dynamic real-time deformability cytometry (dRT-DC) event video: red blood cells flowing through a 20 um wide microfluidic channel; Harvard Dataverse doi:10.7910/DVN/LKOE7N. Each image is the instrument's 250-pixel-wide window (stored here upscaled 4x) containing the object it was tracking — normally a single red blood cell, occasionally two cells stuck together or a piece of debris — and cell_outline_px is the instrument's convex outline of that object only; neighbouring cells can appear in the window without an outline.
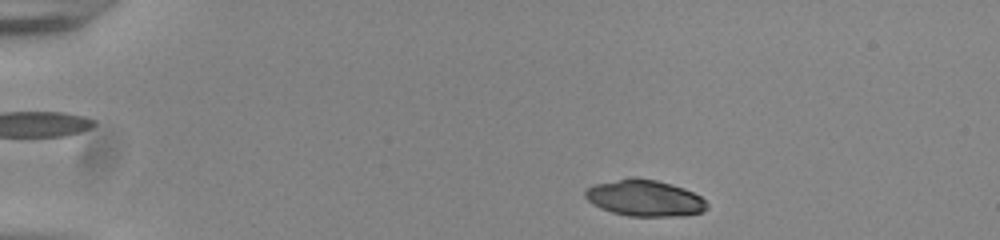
{"species": "common noctule bat (a hibernating species)", "species_latin": "Nyctalus noctula", "temperature_condition": "room temperature", "stored_images_in_passage": 46, "camera_frame_rate_fps": 3000, "um_per_image_px": 0.085, "animal": {"sex": "male", "body_mass_g": 20.0, "forearm_length_mm": 53.3}, "frame": {"image": 1, "passage_image": 2, "time_ms": 0.333, "image_size_px": [1000, 240], "cell_outline_px": [[708, 208], [700, 212], [684, 216], [628, 216], [612, 212], [600, 208], [592, 204], [584, 196], [584, 192], [592, 184], [628, 176], [656, 180], [672, 184], [684, 188], [700, 196], [708, 204]], "centroid_in_image_um": [54.76, 16.82], "position_along_channel_um": 30.2, "area_um2": 26.07}}
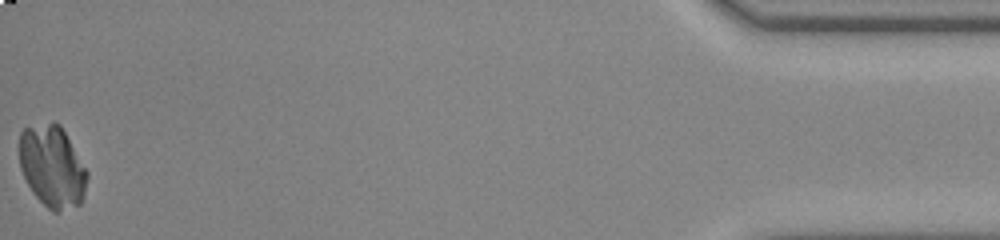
{"frame": {"image": 2, "passage_image": 46, "time_ms": 15.0, "image_size_px": [1000, 240], "cell_outline_px": [[88, 176], [84, 196], [80, 204], [56, 212], [52, 212], [32, 192], [20, 168], [20, 132], [24, 128], [48, 124], [60, 124], [88, 172]], "centroid_in_image_um": [4.45, 14.18], "position_along_channel_um": 430.7, "area_um2": 31.85}}